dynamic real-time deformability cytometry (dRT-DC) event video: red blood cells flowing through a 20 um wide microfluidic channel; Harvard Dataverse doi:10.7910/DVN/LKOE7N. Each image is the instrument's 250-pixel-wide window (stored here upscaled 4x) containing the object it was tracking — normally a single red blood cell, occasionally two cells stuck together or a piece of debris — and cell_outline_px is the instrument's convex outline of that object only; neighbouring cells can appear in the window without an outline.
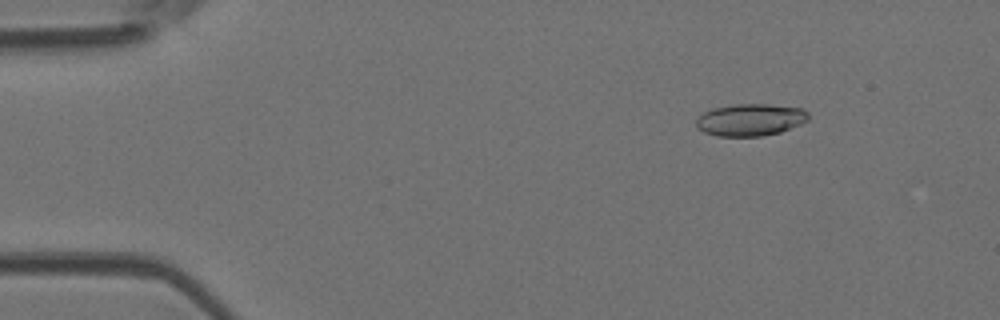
{"species": "Egyptian fruit bat (a non-hibernating species)", "species_latin": "Rousettus aegyptiacus", "temperature_condition": "room temperature", "stored_images_in_passage": 5, "camera_frame_rate_fps": 3000, "um_per_image_px": 0.085, "animal": {"sex": "female"}, "frame": {"image": 1, "passage_image": 2, "time_ms": 0.333, "image_size_px": [1000, 320], "cell_outline_px": [[808, 120], [800, 124], [780, 132], [764, 136], [716, 136], [704, 132], [696, 128], [696, 120], [704, 112], [712, 108], [736, 104], [768, 104], [804, 108], [808, 112]], "centroid_in_image_um": [63.78, 10.18], "position_along_channel_um": 21.2, "area_um2": 21.1}}
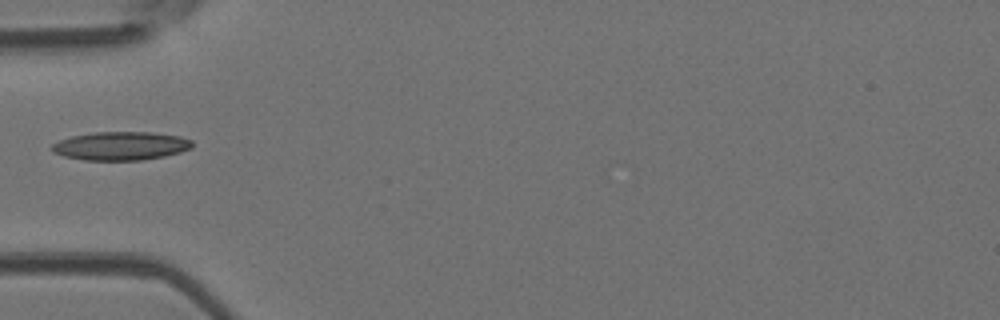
{"frame": {"image": 2, "passage_image": 5, "time_ms": 1.333, "image_size_px": [1000, 320], "cell_outline_px": [[192, 148], [180, 152], [164, 156], [140, 160], [84, 160], [64, 156], [52, 152], [48, 148], [52, 144], [60, 140], [72, 136], [96, 132], [152, 132], [180, 136], [192, 140]], "centroid_in_image_um": [10.25, 12.4], "position_along_channel_um": 74.8, "area_um2": 23.35}}